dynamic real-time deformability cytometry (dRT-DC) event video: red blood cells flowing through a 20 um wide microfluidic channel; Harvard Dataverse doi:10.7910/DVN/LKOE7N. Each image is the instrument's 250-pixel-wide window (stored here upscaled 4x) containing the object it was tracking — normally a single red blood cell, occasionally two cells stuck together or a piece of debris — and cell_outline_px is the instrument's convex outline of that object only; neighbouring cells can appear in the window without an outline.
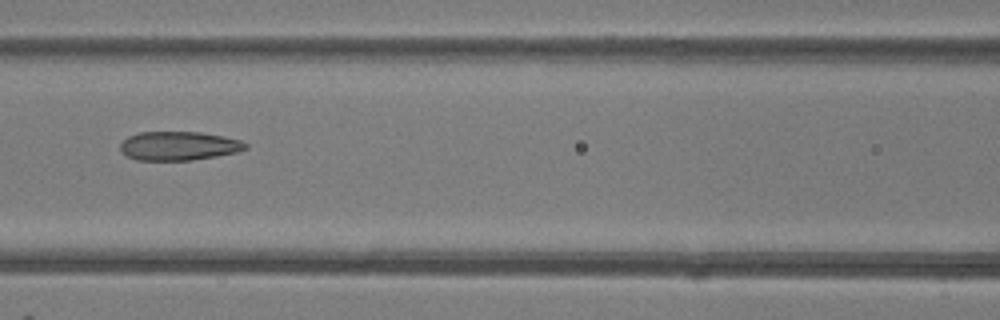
{"species": "common noctule bat (a hibernating species)", "species_latin": "Nyctalus noctula", "temperature_condition": "room temperature", "stored_images_in_passage": 6, "camera_frame_rate_fps": 3000, "um_per_image_px": 0.085, "animal": {"sex": "female"}, "frame": {"image": 1, "passage_image": 6, "time_ms": 5.667, "image_size_px": [1000, 320], "cell_outline_px": [[248, 148], [236, 152], [216, 156], [192, 160], [136, 160], [120, 152], [120, 144], [128, 136], [140, 132], [200, 132], [224, 136], [244, 140], [248, 144]], "centroid_in_image_um": [15.22, 12.4], "position_along_channel_um": 151.4, "area_um2": 21.21}}